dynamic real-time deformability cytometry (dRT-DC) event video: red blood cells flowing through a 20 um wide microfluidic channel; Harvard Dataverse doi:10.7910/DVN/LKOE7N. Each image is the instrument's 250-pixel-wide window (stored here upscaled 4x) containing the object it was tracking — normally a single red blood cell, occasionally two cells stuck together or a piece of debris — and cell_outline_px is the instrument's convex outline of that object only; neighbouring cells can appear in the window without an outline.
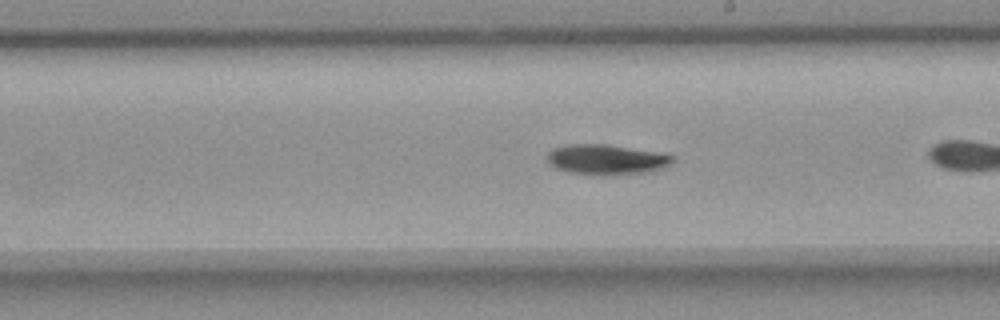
{"species": "common noctule bat (a hibernating species)", "species_latin": "Nyctalus noctula", "temperature_condition": "room temperature", "stored_images_in_passage": 28, "camera_frame_rate_fps": 3000, "um_per_image_px": 0.085, "animal": {"sex": "female", "body_mass_g": 18.4}, "frame": {"image": 1, "passage_image": 16, "time_ms": 5.0, "image_size_px": [1000, 320], "cell_outline_px": [[676, 156], [672, 164], [664, 168], [648, 172], [616, 176], [600, 176], [568, 172], [556, 168], [548, 164], [548, 152], [552, 148], [564, 144], [604, 144], [664, 152]], "centroid_in_image_um": [51.6, 13.57], "position_along_channel_um": 237.4, "area_um2": 22.89}}